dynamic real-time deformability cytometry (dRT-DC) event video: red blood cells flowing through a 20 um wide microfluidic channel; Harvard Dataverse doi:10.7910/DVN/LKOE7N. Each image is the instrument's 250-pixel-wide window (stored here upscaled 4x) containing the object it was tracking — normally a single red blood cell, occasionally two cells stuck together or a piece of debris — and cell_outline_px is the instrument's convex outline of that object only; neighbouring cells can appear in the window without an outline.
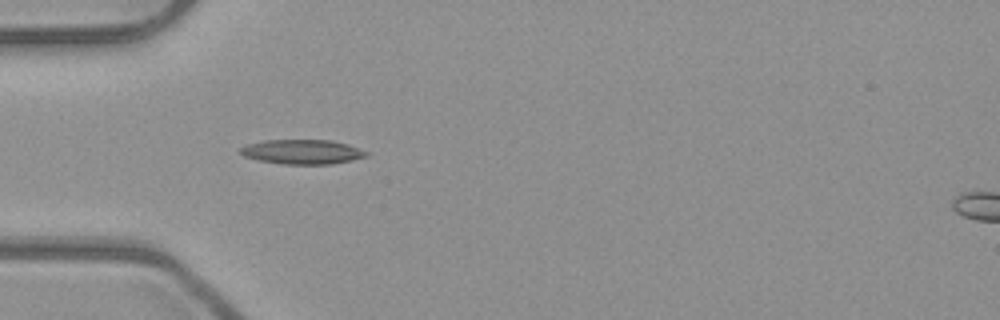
{"species": "common noctule bat (a hibernating species)", "species_latin": "Nyctalus noctula", "temperature_condition": "room temperature", "stored_images_in_passage": 31, "camera_frame_rate_fps": 3000, "um_per_image_px": 0.085, "animal": {"sex": "male", "body_mass_g": 23.1, "forearm_length_mm": 52.7}, "frame": {"image": 1, "passage_image": 1, "time_ms": 0.0, "image_size_px": [1000, 320], "cell_outline_px": [[368, 156], [352, 160], [332, 164], [284, 164], [260, 160], [244, 156], [240, 152], [240, 148], [248, 144], [264, 140], [332, 140], [348, 144], [368, 152]], "centroid_in_image_um": [25.72, 12.9], "position_along_channel_um": 59.3, "area_um2": 17.92}}
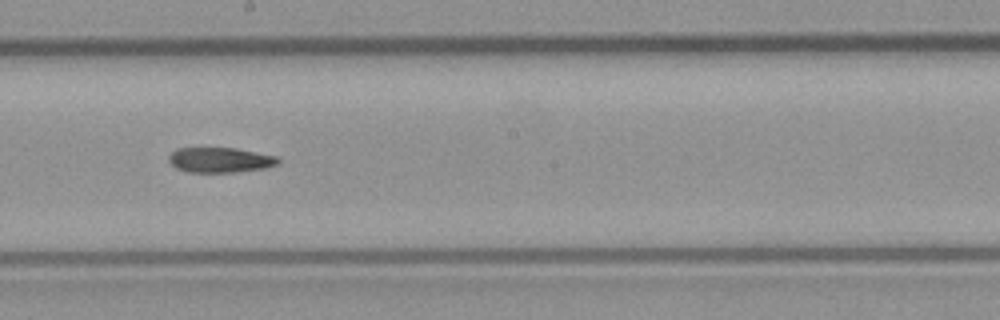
{"frame": {"image": 2, "passage_image": 14, "time_ms": 4.333, "image_size_px": [1000, 320], "cell_outline_px": [[280, 164], [264, 168], [236, 172], [188, 172], [176, 168], [168, 160], [168, 156], [176, 148], [236, 148], [276, 156], [280, 160]], "centroid_in_image_um": [18.71, 13.6], "position_along_channel_um": 229.5, "area_um2": 16.01}}
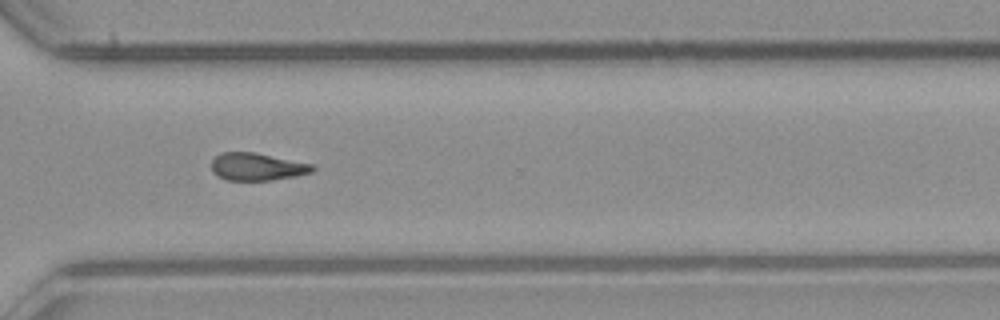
{"frame": {"image": 3, "passage_image": 23, "time_ms": 7.333, "image_size_px": [1000, 320], "cell_outline_px": [[316, 168], [312, 172], [296, 176], [272, 180], [228, 180], [216, 176], [212, 172], [212, 160], [220, 152], [256, 152], [312, 164]], "centroid_in_image_um": [21.84, 14.17], "position_along_channel_um": 348.8, "area_um2": 16.3}}